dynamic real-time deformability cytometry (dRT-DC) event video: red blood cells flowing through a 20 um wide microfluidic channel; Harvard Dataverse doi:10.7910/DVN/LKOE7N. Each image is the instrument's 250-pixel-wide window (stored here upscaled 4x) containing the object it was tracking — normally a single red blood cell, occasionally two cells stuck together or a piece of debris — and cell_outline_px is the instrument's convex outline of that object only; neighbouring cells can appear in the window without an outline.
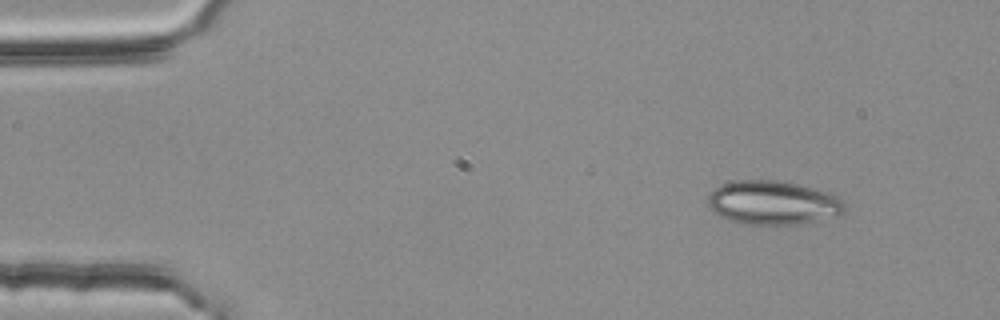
{"species": "common noctule bat (a hibernating species)", "species_latin": "Nyctalus noctula", "temperature_condition": "room temperature", "stored_images_in_passage": 53, "camera_frame_rate_fps": 3000, "um_per_image_px": 0.085, "animal": {"sex": "female", "body_mass_g": 25.1}, "frame": {"image": 1, "passage_image": 5, "time_ms": 1.333, "image_size_px": [1000, 320], "cell_outline_px": [[844, 212], [836, 216], [800, 224], [744, 224], [728, 220], [712, 212], [708, 208], [708, 196], [716, 188], [724, 184], [736, 180], [776, 180], [796, 184], [828, 192], [840, 196], [844, 200]], "centroid_in_image_um": [65.7, 17.24], "position_along_channel_um": 19.3, "area_um2": 34.97}}
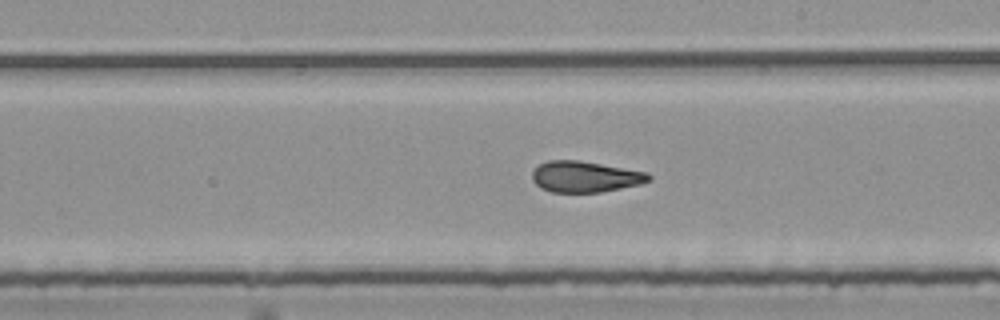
{"frame": {"image": 2, "passage_image": 30, "time_ms": 9.667, "image_size_px": [1000, 320], "cell_outline_px": [[652, 180], [640, 184], [600, 192], [552, 192], [540, 188], [532, 180], [532, 172], [540, 164], [548, 160], [580, 160], [648, 172], [652, 176]], "centroid_in_image_um": [49.75, 15.01], "position_along_channel_um": 239.3, "area_um2": 21.15}}
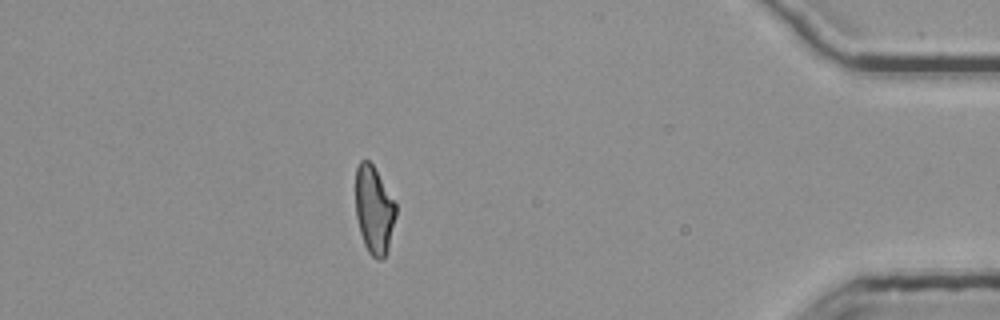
{"frame": {"image": 3, "passage_image": 47, "time_ms": 15.333, "image_size_px": [1000, 320], "cell_outline_px": [[396, 216], [388, 248], [384, 256], [380, 260], [376, 260], [368, 252], [364, 244], [360, 232], [356, 216], [356, 168], [360, 160], [368, 160], [372, 164], [396, 204]], "centroid_in_image_um": [31.79, 17.86], "position_along_channel_um": 403.4, "area_um2": 20.4}}